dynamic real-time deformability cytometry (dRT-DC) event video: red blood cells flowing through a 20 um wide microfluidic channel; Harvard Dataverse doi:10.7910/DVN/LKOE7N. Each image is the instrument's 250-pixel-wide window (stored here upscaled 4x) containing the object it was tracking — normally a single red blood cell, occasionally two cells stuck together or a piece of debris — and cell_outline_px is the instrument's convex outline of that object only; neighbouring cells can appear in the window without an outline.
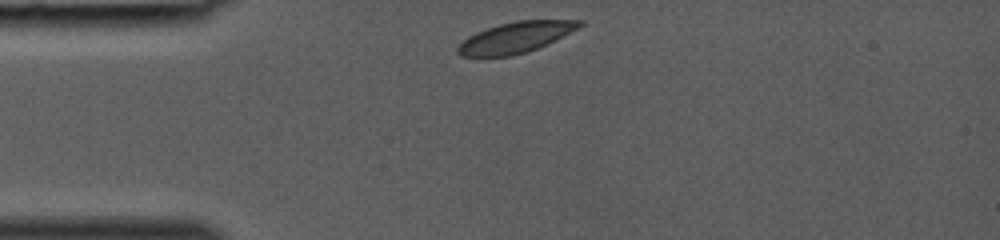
{"species": "common noctule bat (a hibernating species)", "species_latin": "Nyctalus noctula", "temperature_condition": "room temperature", "stored_images_in_passage": 26, "camera_frame_rate_fps": 3000, "um_per_image_px": 0.085, "animal": {"sex": "female", "body_mass_g": 19.0, "forearm_length_mm": 53.3}, "frame": {"image": 1, "passage_image": 1, "time_ms": 0.0, "image_size_px": [1000, 240], "cell_outline_px": [[584, 24], [548, 44], [512, 56], [460, 56], [456, 52], [456, 48], [468, 36], [476, 32], [500, 24], [516, 20], [584, 20]], "centroid_in_image_um": [43.81, 3.17], "position_along_channel_um": 41.2, "area_um2": 21.62}}
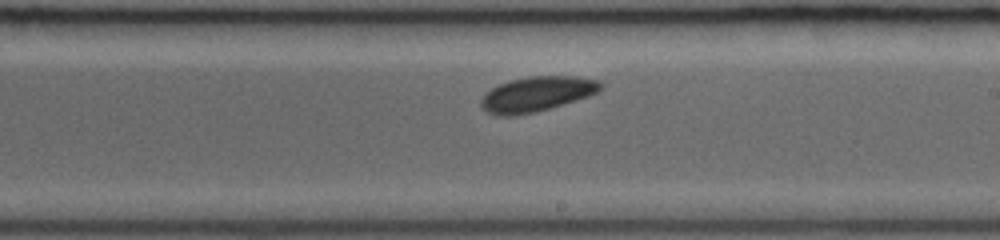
{"frame": {"image": 2, "passage_image": 15, "time_ms": 4.667, "image_size_px": [1000, 240], "cell_outline_px": [[604, 88], [588, 96], [536, 112], [512, 116], [496, 116], [488, 112], [480, 104], [480, 100], [492, 88], [508, 80], [528, 76], [572, 76], [600, 80], [604, 84]], "centroid_in_image_um": [45.64, 7.99], "position_along_channel_um": 243.4, "area_um2": 24.28}}
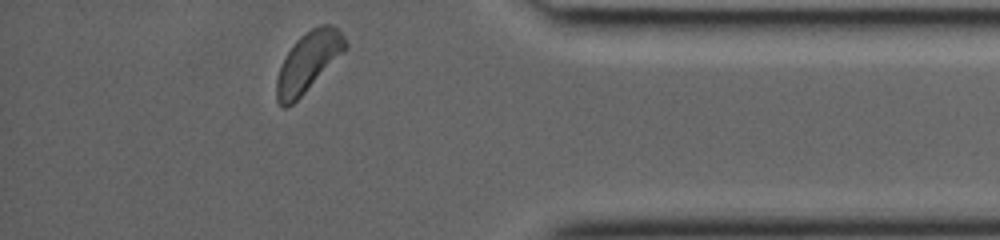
{"frame": {"image": 3, "passage_image": 26, "time_ms": 8.333, "image_size_px": [1000, 240], "cell_outline_px": [[348, 48], [292, 104], [284, 108], [276, 100], [276, 80], [280, 68], [288, 52], [296, 40], [300, 36], [312, 28], [320, 24], [328, 24], [336, 28], [344, 36], [348, 44]], "centroid_in_image_um": [26.21, 5.24], "position_along_channel_um": 409.0, "area_um2": 23.35}}